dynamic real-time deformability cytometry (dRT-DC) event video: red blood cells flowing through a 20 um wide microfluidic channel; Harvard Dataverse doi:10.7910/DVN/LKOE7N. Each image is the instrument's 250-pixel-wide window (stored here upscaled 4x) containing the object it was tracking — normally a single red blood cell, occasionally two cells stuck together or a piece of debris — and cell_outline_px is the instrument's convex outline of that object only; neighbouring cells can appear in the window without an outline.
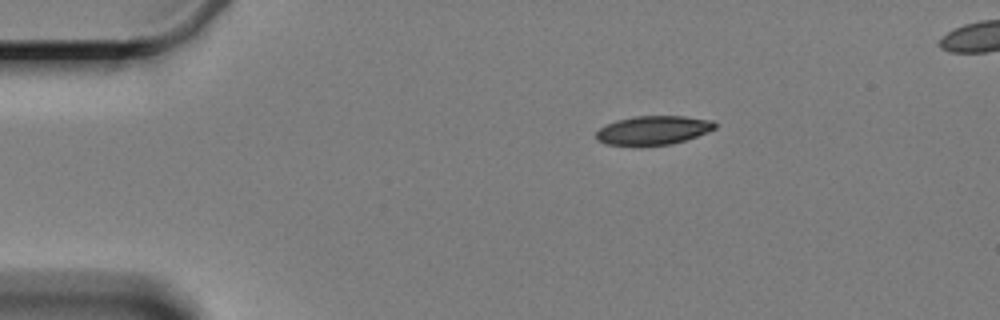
{"species": "Egyptian fruit bat (a non-hibernating species)", "species_latin": "Rousettus aegyptiacus", "temperature_condition": "cold", "stored_images_in_passage": 2, "camera_frame_rate_fps": 3000, "um_per_image_px": 0.085, "animal": {"sex": "female"}, "frame": {"image": 1, "passage_image": 2, "time_ms": 1.333, "image_size_px": [1000, 320], "cell_outline_px": [[716, 128], [708, 132], [672, 144], [608, 144], [600, 140], [596, 136], [596, 132], [600, 128], [616, 120], [636, 116], [684, 116], [712, 120], [716, 124]], "centroid_in_image_um": [55.58, 11.04], "position_along_channel_um": 29.4, "area_um2": 19.42}}